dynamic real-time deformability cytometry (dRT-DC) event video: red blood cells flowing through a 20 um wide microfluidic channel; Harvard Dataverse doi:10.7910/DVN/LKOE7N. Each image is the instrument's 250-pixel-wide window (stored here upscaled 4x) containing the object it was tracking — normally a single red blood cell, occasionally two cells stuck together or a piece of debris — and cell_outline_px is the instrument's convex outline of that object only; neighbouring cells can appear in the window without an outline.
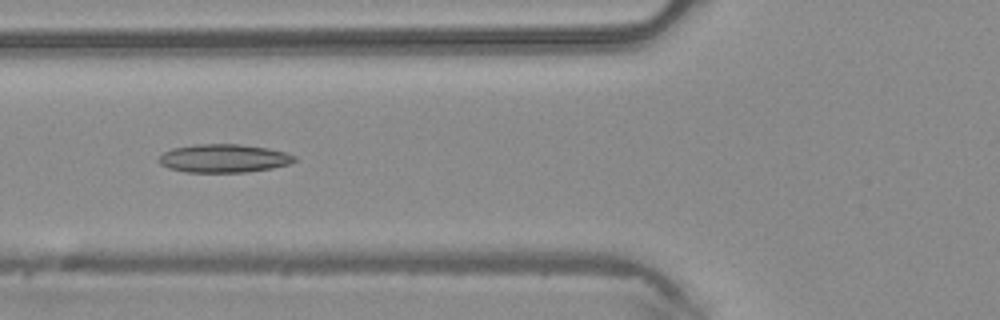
{"species": "common noctule bat (a hibernating species)", "species_latin": "Nyctalus noctula", "temperature_condition": "warm", "stored_images_in_passage": 47, "camera_frame_rate_fps": 3000, "um_per_image_px": 0.085, "animal": {"sex": "male", "body_mass_g": 20.4}, "frame": {"image": 1, "passage_image": 18, "time_ms": 5.667, "image_size_px": [1000, 320], "cell_outline_px": [[296, 160], [288, 164], [272, 168], [244, 172], [184, 172], [168, 168], [160, 164], [156, 160], [164, 152], [172, 148], [196, 144], [240, 144], [268, 148], [284, 152], [296, 156]], "centroid_in_image_um": [18.98, 13.46], "position_along_channel_um": 106.8, "area_um2": 22.43}}
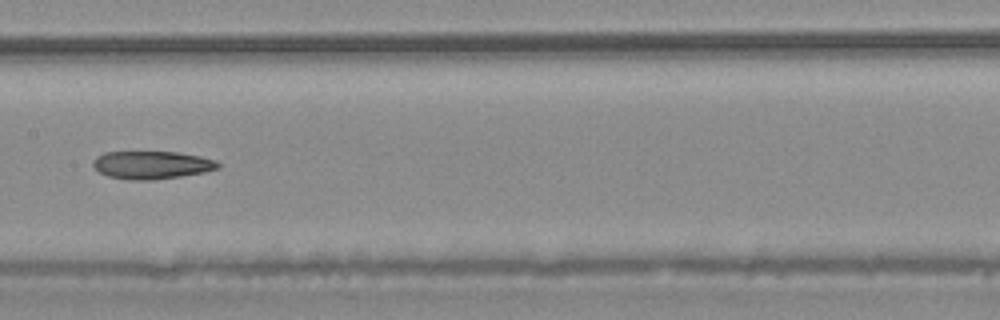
{"frame": {"image": 2, "passage_image": 24, "time_ms": 7.667, "image_size_px": [1000, 320], "cell_outline_px": [[220, 168], [204, 172], [180, 176], [152, 180], [128, 180], [108, 176], [100, 172], [92, 164], [92, 160], [96, 156], [104, 152], [176, 152], [200, 156], [216, 160], [220, 164]], "centroid_in_image_um": [12.89, 14.02], "position_along_channel_um": 194.5, "area_um2": 20.35}}
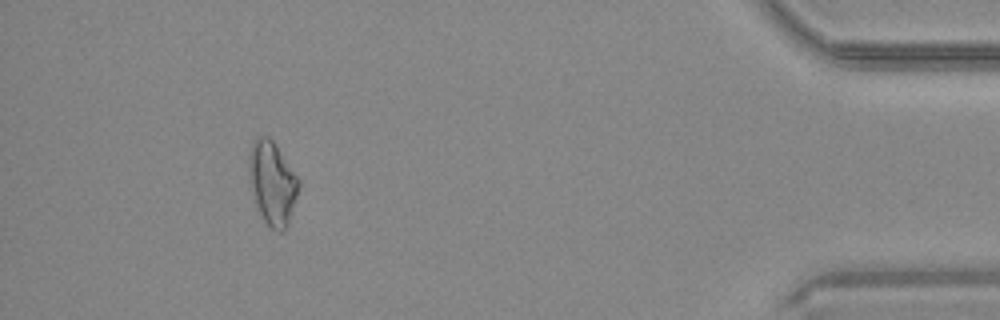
{"frame": {"image": 3, "passage_image": 43, "time_ms": 14.0, "image_size_px": [1000, 320], "cell_outline_px": [[300, 184], [288, 224], [284, 232], [276, 232], [264, 220], [256, 204], [248, 172], [248, 156], [252, 140], [256, 136], [268, 136], [276, 144], [300, 180]], "centroid_in_image_um": [23.14, 15.51], "position_along_channel_um": 412.1, "area_um2": 24.16}}